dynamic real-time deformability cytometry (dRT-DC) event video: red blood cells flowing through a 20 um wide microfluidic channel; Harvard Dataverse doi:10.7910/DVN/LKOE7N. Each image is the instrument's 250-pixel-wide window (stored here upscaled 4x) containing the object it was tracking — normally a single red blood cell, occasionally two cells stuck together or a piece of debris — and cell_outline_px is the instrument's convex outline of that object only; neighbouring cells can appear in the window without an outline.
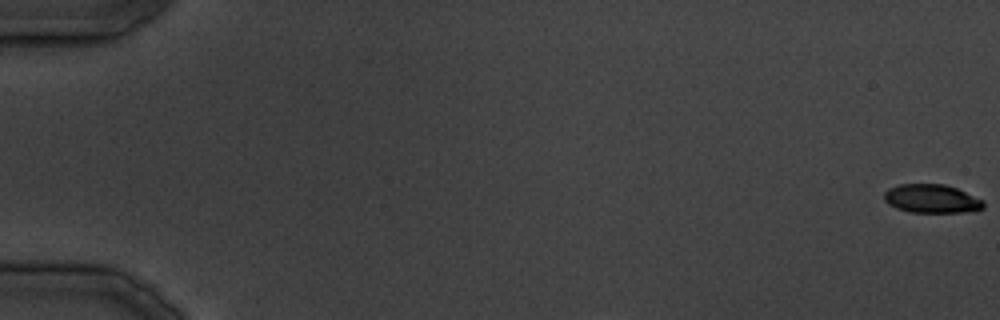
{"species": "common noctule bat (a hibernating species)", "species_latin": "Nyctalus noctula", "temperature_condition": "cold", "stored_images_in_passage": 23, "camera_frame_rate_fps": 3000, "um_per_image_px": 0.085, "animal": {"sex": "male", "body_mass_g": 19.5, "forearm_length_mm": 54.6}, "frame": {"image": 1, "passage_image": 1, "time_ms": 0.0, "image_size_px": [1000, 320], "cell_outline_px": [[984, 208], [976, 212], [912, 212], [896, 208], [888, 204], [884, 200], [884, 192], [888, 188], [900, 184], [944, 184], [956, 188], [984, 200]], "centroid_in_image_um": [79.21, 16.89], "position_along_channel_um": 5.8, "area_um2": 16.7}}
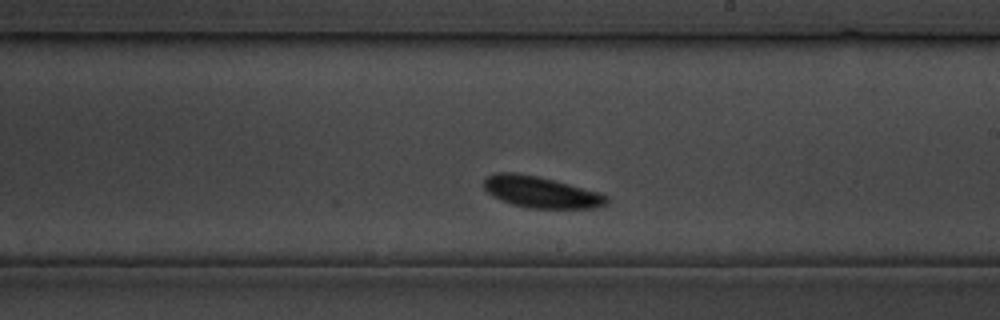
{"frame": {"image": 2, "passage_image": 17, "time_ms": 20.0, "image_size_px": [1000, 320], "cell_outline_px": [[608, 204], [596, 208], [528, 208], [512, 204], [492, 196], [484, 188], [484, 180], [488, 176], [496, 172], [516, 172], [536, 176], [600, 192], [608, 196]], "centroid_in_image_um": [45.99, 16.33], "position_along_channel_um": 243.0, "area_um2": 22.37}}